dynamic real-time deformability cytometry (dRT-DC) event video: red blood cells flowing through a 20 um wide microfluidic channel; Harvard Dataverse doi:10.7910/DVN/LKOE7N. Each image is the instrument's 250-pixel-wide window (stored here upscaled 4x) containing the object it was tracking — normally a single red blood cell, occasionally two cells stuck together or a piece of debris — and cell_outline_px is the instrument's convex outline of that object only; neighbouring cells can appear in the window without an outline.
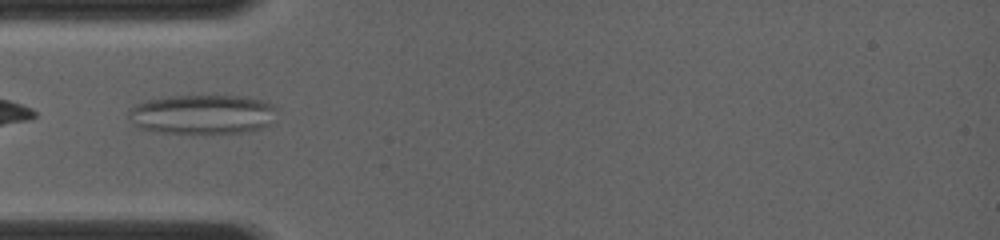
{"species": "common noctule bat (a hibernating species)", "species_latin": "Nyctalus noctula", "temperature_condition": "room temperature", "stored_images_in_passage": 40, "segment_of_instrument_passage": [1, 2], "camera_frame_rate_fps": 4000, "um_per_image_px": 0.085, "animal": {"sex": "female", "body_mass_g": 19.0, "forearm_length_mm": 56.7}, "frame": {"image": 1, "passage_image": 3, "time_ms": 0.5, "image_size_px": [1000, 240], "cell_outline_px": [[276, 108], [268, 124], [260, 128], [240, 132], [156, 132], [140, 128], [128, 116], [128, 112], [136, 104], [144, 100], [168, 96], [244, 96], [260, 100], [272, 104]], "centroid_in_image_um": [17.15, 9.69], "position_along_channel_um": 67.8, "area_um2": 33.41}}
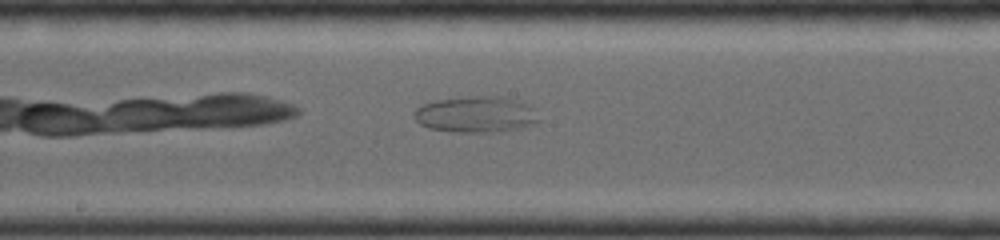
{"frame": {"image": 2, "passage_image": 16, "time_ms": 3.75, "image_size_px": [1000, 240], "cell_outline_px": [[540, 120], [536, 124], [524, 128], [496, 132], [452, 132], [428, 128], [420, 124], [416, 120], [416, 108], [424, 104], [436, 100], [472, 96], [500, 96], [520, 100], [532, 108]], "centroid_in_image_um": [40.5, 9.74], "position_along_channel_um": 207.7, "area_um2": 26.41}}
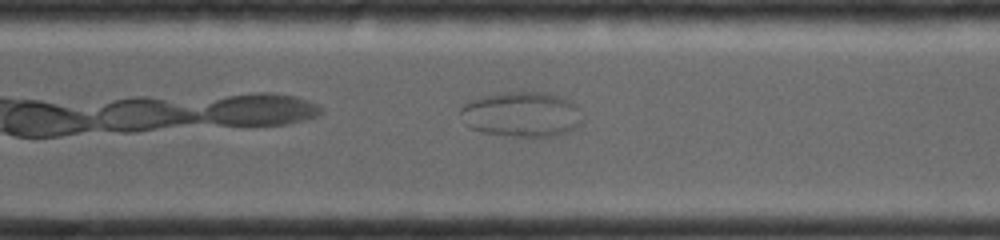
{"frame": {"image": 3, "passage_image": 28, "time_ms": 6.5, "image_size_px": [1000, 240], "cell_outline_px": [[584, 120], [576, 128], [552, 136], [512, 136], [484, 132], [472, 128], [464, 124], [460, 112], [460, 108], [468, 100], [484, 96], [504, 92], [544, 92], [560, 96], [568, 100], [576, 108]], "centroid_in_image_um": [44.31, 9.71], "position_along_channel_um": 326.3, "area_um2": 31.79}}